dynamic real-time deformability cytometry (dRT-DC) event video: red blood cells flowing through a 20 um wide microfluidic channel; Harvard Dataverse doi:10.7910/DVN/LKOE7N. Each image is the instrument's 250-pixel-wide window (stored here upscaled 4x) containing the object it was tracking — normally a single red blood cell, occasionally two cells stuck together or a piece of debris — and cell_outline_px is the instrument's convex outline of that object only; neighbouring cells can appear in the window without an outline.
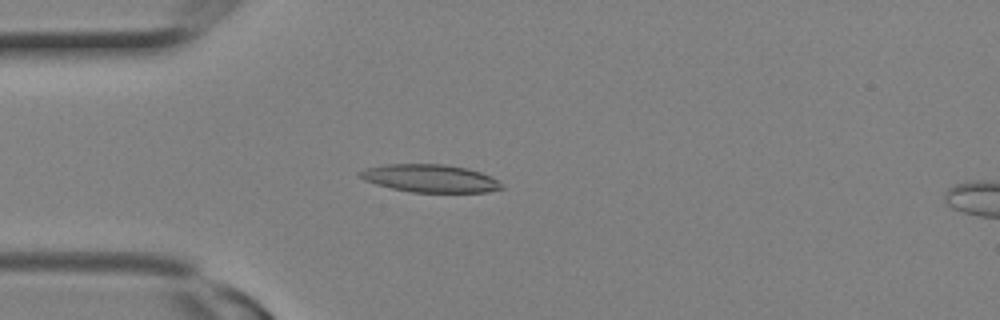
{"species": "Egyptian fruit bat (a non-hibernating species)", "species_latin": "Rousettus aegyptiacus", "temperature_condition": "room temperature", "stored_images_in_passage": 14, "camera_frame_rate_fps": 3000, "um_per_image_px": 0.085, "animal": {"sex": "female"}, "frame": {"image": 1, "passage_image": 7, "time_ms": 2.0, "image_size_px": [1000, 320], "cell_outline_px": [[504, 188], [488, 192], [412, 192], [392, 188], [376, 184], [364, 180], [356, 176], [356, 172], [368, 168], [384, 164], [444, 164], [468, 168], [480, 172], [496, 180]], "centroid_in_image_um": [36.5, 15.15], "position_along_channel_um": 48.5, "area_um2": 22.89}}
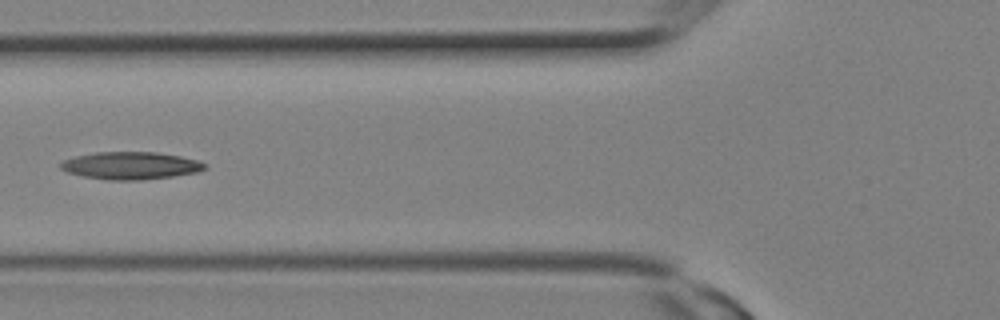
{"frame": {"image": 2, "passage_image": 10, "time_ms": 3.0, "image_size_px": [1000, 320], "cell_outline_px": [[208, 168], [196, 172], [172, 176], [140, 180], [108, 180], [84, 176], [68, 172], [60, 168], [60, 164], [64, 160], [76, 156], [96, 152], [156, 152], [180, 156], [196, 160], [208, 164]], "centroid_in_image_um": [11.13, 14.07], "position_along_channel_um": 114.7, "area_um2": 22.95}}
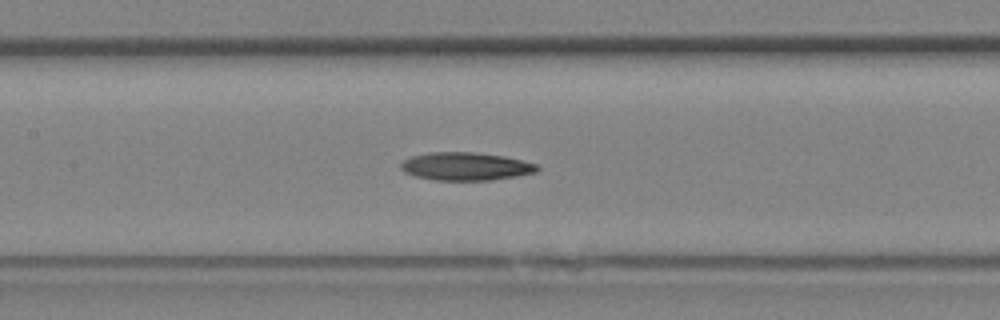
{"frame": {"image": 3, "passage_image": 12, "time_ms": 3.667, "image_size_px": [1000, 320], "cell_outline_px": [[540, 168], [536, 172], [516, 176], [492, 180], [436, 180], [416, 176], [404, 172], [400, 168], [400, 164], [404, 160], [412, 156], [432, 152], [476, 152], [504, 156], [536, 164]], "centroid_in_image_um": [39.58, 14.14], "position_along_channel_um": 167.8, "area_um2": 22.14}}